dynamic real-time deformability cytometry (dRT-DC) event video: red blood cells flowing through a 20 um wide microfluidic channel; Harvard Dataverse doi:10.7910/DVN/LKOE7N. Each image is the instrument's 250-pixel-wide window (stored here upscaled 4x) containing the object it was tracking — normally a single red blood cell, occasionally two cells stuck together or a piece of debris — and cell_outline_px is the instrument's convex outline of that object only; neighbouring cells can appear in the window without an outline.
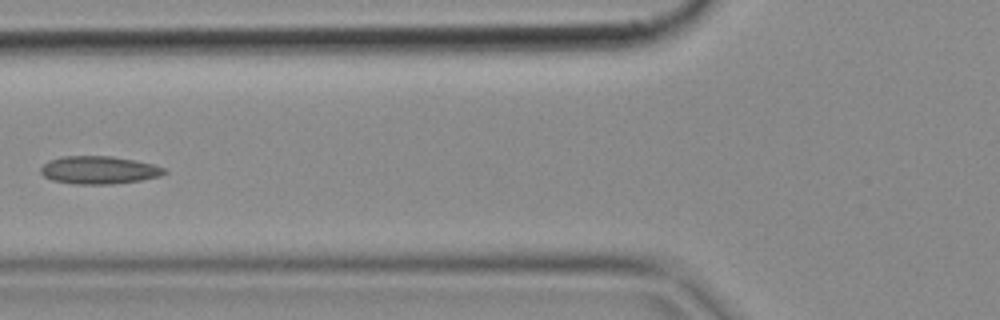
{"species": "common noctule bat (a hibernating species)", "species_latin": "Nyctalus noctula", "temperature_condition": "cold", "stored_images_in_passage": 5, "camera_frame_rate_fps": 3000, "um_per_image_px": 0.085, "animal": {"sex": "female", "body_mass_g": 18.4}, "frame": {"image": 1, "passage_image": 4, "time_ms": 1.0, "image_size_px": [1000, 320], "cell_outline_px": [[168, 172], [160, 176], [140, 180], [112, 184], [72, 184], [52, 180], [44, 176], [40, 172], [40, 168], [44, 164], [60, 156], [112, 156], [152, 164], [164, 168]], "centroid_in_image_um": [8.39, 14.46], "position_along_channel_um": 117.4, "area_um2": 19.94}}
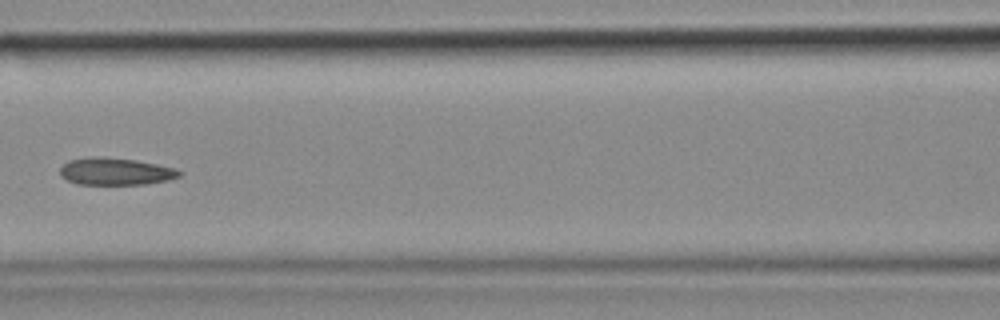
{"frame": {"image": 2, "passage_image": 5, "time_ms": 1.333, "image_size_px": [1000, 320], "cell_outline_px": [[180, 176], [168, 180], [144, 184], [76, 184], [60, 176], [60, 168], [68, 160], [92, 156], [104, 156], [136, 160], [176, 168], [180, 172]], "centroid_in_image_um": [9.79, 14.56], "position_along_channel_um": 156.8, "area_um2": 18.96}}